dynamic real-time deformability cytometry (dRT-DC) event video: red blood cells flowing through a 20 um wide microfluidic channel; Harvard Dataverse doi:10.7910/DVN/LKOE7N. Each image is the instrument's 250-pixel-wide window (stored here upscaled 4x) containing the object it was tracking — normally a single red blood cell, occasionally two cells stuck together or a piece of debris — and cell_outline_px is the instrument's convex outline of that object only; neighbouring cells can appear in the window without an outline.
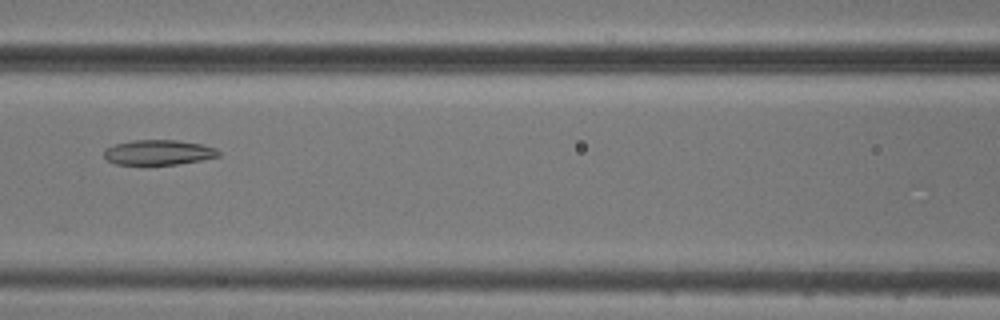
{"species": "common noctule bat (a hibernating species)", "species_latin": "Nyctalus noctula", "temperature_condition": "cold", "stored_images_in_passage": 5, "camera_frame_rate_fps": 3000, "um_per_image_px": 0.085, "animal": {"sex": "male", "body_mass_g": 20.5, "forearm_length_mm": 52.5}, "frame": {"image": 1, "passage_image": 5, "time_ms": 4.667, "image_size_px": [1000, 320], "cell_outline_px": [[220, 156], [200, 160], [176, 164], [116, 164], [108, 160], [104, 156], [104, 148], [116, 144], [132, 140], [176, 140], [200, 144], [216, 148], [220, 152]], "centroid_in_image_um": [13.46, 12.94], "position_along_channel_um": 153.1, "area_um2": 16.53}}